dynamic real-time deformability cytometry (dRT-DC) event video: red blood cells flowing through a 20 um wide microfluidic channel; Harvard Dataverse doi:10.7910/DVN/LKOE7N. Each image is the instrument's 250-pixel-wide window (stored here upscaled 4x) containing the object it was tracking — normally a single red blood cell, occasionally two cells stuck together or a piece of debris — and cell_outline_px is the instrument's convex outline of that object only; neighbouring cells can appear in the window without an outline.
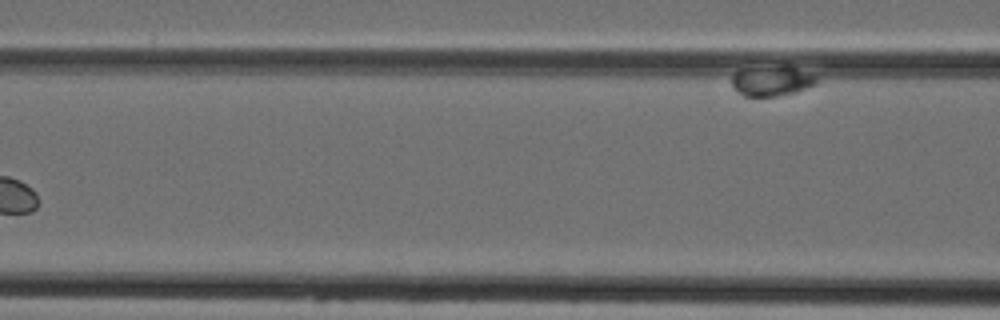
{"species": "Egyptian fruit bat (a non-hibernating species)", "species_latin": "Rousettus aegyptiacus", "temperature_condition": "cold", "stored_images_in_passage": 5, "segment_of_instrument_passage": [2, 2], "camera_frame_rate_fps": 3000, "um_per_image_px": 0.085, "animal": {"sex": "female"}, "frame": {"image": 1, "passage_image": 5, "time_ms": 5.0, "image_size_px": [1000, 320], "cell_outline_px": [[820, 80], [816, 84], [808, 88], [796, 92], [780, 96], [744, 96], [736, 92], [732, 88], [732, 76], [740, 68], [792, 68], [816, 76]], "centroid_in_image_um": [65.56, 6.93], "position_along_channel_um": 101.0, "area_um2": 14.57}}